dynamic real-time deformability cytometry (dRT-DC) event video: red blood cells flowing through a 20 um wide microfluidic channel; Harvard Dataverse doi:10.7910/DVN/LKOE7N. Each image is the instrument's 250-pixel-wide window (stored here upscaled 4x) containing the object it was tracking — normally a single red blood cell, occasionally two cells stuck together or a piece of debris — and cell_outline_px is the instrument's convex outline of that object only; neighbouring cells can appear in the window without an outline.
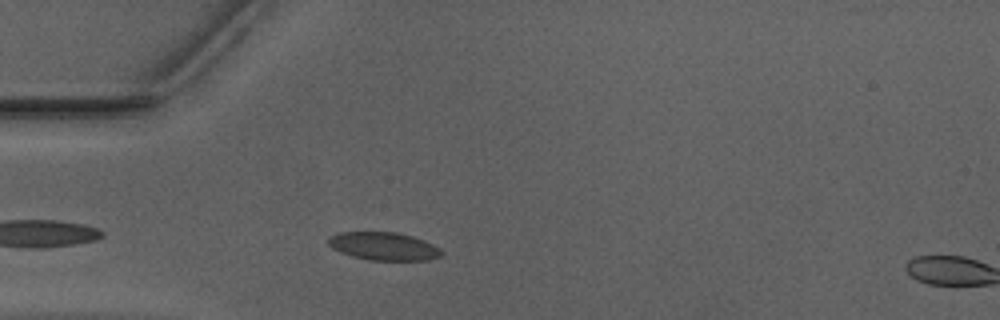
{"species": "Egyptian fruit bat (a non-hibernating species)", "species_latin": "Rousettus aegyptiacus", "temperature_condition": "warm", "stored_images_in_passage": 6, "camera_frame_rate_fps": 3000, "um_per_image_px": 0.085, "animal": {"sex": "male"}, "frame": {"image": 1, "passage_image": 4, "time_ms": 1.0, "image_size_px": [1000, 320], "cell_outline_px": [[444, 252], [440, 256], [428, 260], [368, 260], [352, 256], [340, 252], [332, 248], [328, 244], [328, 236], [340, 232], [396, 232], [412, 236], [424, 240], [440, 248]], "centroid_in_image_um": [32.6, 20.93], "position_along_channel_um": 52.4, "area_um2": 18.55}}